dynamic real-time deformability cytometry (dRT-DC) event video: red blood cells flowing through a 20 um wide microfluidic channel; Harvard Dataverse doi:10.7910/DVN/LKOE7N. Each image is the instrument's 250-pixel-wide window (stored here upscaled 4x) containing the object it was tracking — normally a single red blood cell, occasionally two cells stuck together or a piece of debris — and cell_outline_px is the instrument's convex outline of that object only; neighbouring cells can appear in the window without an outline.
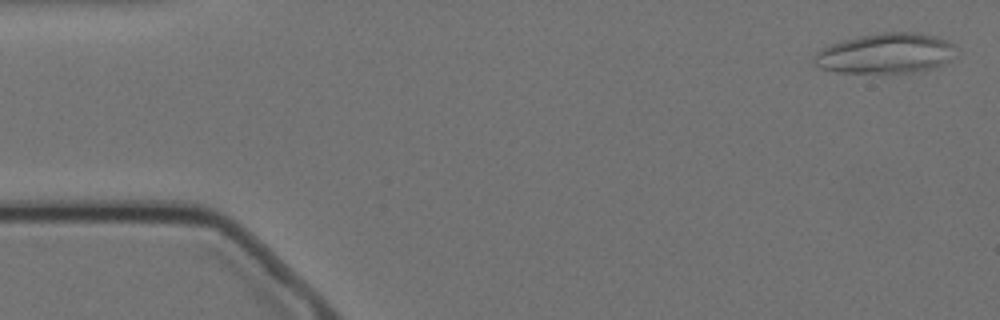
{"species": "Egyptian fruit bat (a non-hibernating species)", "species_latin": "Rousettus aegyptiacus", "temperature_condition": "cold", "stored_images_in_passage": 57, "camera_frame_rate_fps": 3000, "um_per_image_px": 0.085, "animal": {"sex": "female"}, "frame": {"image": 1, "passage_image": 2, "time_ms": 0.333, "image_size_px": [1000, 320], "cell_outline_px": [[956, 56], [944, 64], [924, 72], [836, 72], [820, 68], [816, 64], [816, 52], [820, 48], [844, 40], [860, 36], [884, 32], [912, 32], [936, 36], [948, 40], [952, 44]], "centroid_in_image_um": [75.34, 4.54], "position_along_channel_um": 9.7, "area_um2": 33.12}}
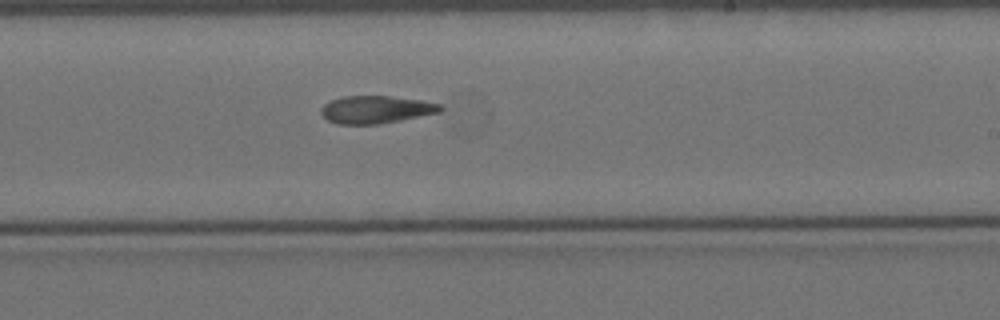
{"frame": {"image": 2, "passage_image": 33, "time_ms": 10.667, "image_size_px": [1000, 320], "cell_outline_px": [[444, 108], [440, 112], [380, 124], [336, 124], [328, 120], [320, 112], [320, 108], [324, 104], [332, 100], [344, 96], [392, 96], [420, 100], [440, 104]], "centroid_in_image_um": [31.95, 9.31], "position_along_channel_um": 257.1, "area_um2": 19.13}}
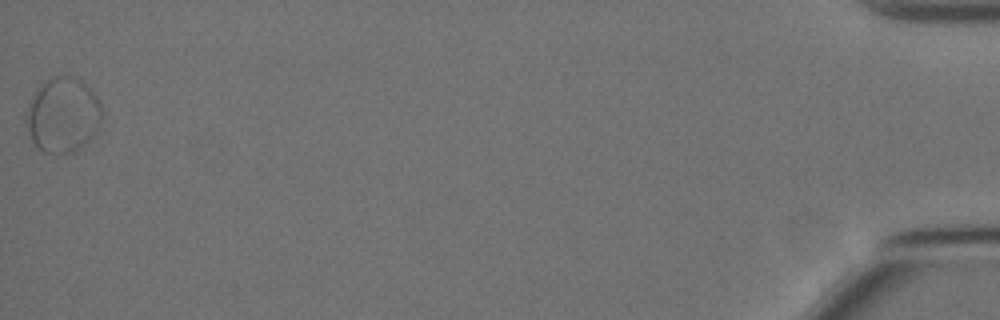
{"frame": {"image": 3, "passage_image": 57, "time_ms": 18.667, "image_size_px": [1000, 320], "cell_outline_px": [[104, 112], [96, 132], [76, 152], [44, 152], [32, 140], [28, 128], [28, 104], [32, 92], [44, 80], [52, 76], [72, 76], [80, 80], [100, 100]], "centroid_in_image_um": [5.37, 9.73], "position_along_channel_um": 429.8, "area_um2": 32.89}, "authors_computed_cell_mechanics": {"area_um2": 22.3108, "velocity_mm_per_s": 3.457, "shape_relaxation_time_tau1_ms": 9.0418, "shape_relaxation_time_tau2_ms": 10.5044, "deformation_change_tau1": 0.1718, "deformation_change_tau2": 0.2013}}